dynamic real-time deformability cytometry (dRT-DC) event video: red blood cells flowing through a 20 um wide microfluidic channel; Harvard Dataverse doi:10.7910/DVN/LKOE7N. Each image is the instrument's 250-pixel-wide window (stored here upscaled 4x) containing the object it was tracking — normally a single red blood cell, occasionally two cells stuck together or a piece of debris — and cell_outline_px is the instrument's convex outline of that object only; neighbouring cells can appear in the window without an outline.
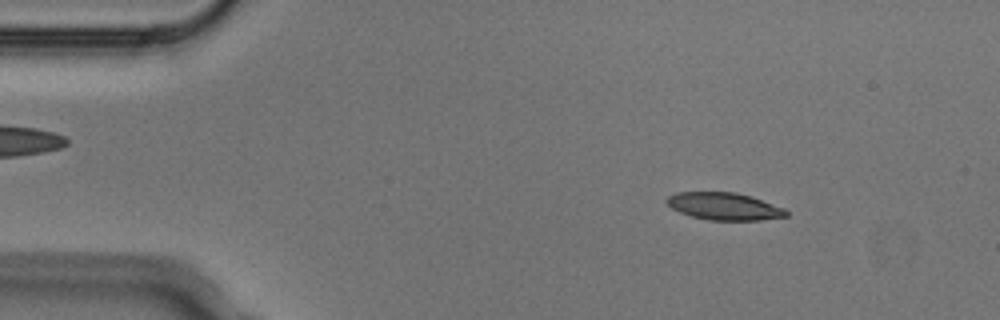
{"species": "Egyptian fruit bat (a non-hibernating species)", "species_latin": "Rousettus aegyptiacus", "temperature_condition": "cold", "stored_images_in_passage": 3, "segment_of_instrument_passage": [2, 2], "camera_frame_rate_fps": 3000, "um_per_image_px": 0.085, "animal": {"sex": "male"}, "frame": {"image": 1, "passage_image": 3, "time_ms": 0.667, "image_size_px": [1000, 320], "cell_outline_px": [[788, 216], [760, 220], [708, 220], [692, 216], [680, 212], [672, 208], [664, 200], [668, 196], [676, 192], [736, 192], [752, 196], [784, 208], [788, 212]], "centroid_in_image_um": [61.56, 17.53], "position_along_channel_um": 23.4, "area_um2": 19.07}}